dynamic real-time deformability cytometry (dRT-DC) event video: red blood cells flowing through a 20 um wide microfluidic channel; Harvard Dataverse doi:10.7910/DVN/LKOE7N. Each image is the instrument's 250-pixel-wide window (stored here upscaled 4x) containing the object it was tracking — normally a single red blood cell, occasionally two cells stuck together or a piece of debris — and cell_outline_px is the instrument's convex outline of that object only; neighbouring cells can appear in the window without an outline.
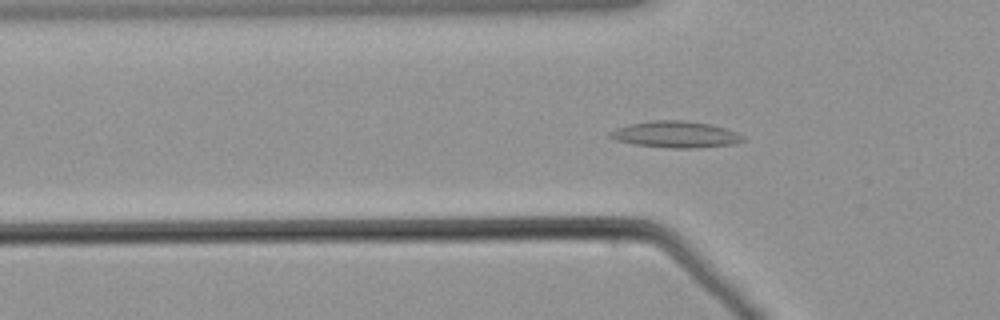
{"species": "common noctule bat (a hibernating species)", "species_latin": "Nyctalus noctula", "temperature_condition": "warm", "stored_images_in_passage": 42, "camera_frame_rate_fps": 3000, "um_per_image_px": 0.085, "animal": {"sex": "male", "body_mass_g": 21.5, "forearm_length_mm": 52.0}, "frame": {"image": 1, "passage_image": 3, "time_ms": 0.667, "image_size_px": [1000, 320], "cell_outline_px": [[744, 140], [736, 144], [700, 148], [668, 148], [632, 144], [616, 140], [608, 136], [608, 132], [616, 128], [628, 124], [652, 120], [680, 120], [712, 124], [736, 132], [744, 136]], "centroid_in_image_um": [57.42, 11.43], "position_along_channel_um": 68.4, "area_um2": 20.75}}
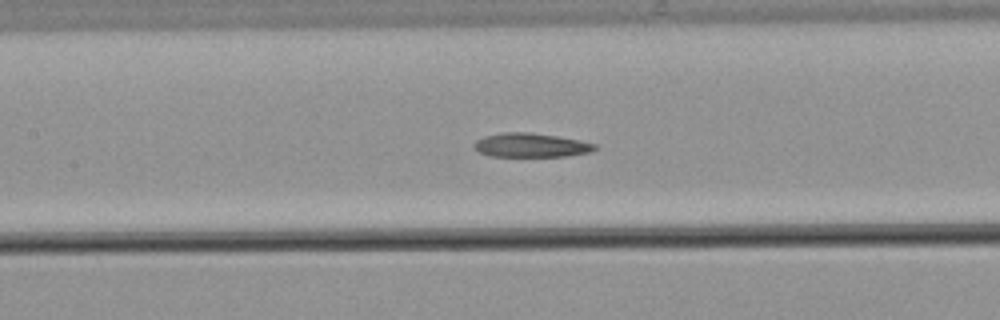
{"frame": {"image": 2, "passage_image": 11, "time_ms": 3.333, "image_size_px": [1000, 320], "cell_outline_px": [[596, 148], [592, 152], [564, 156], [492, 156], [476, 152], [472, 148], [472, 144], [476, 140], [484, 136], [504, 132], [528, 132], [556, 136], [580, 140], [596, 144]], "centroid_in_image_um": [45.07, 12.34], "position_along_channel_um": 162.3, "area_um2": 16.99}}
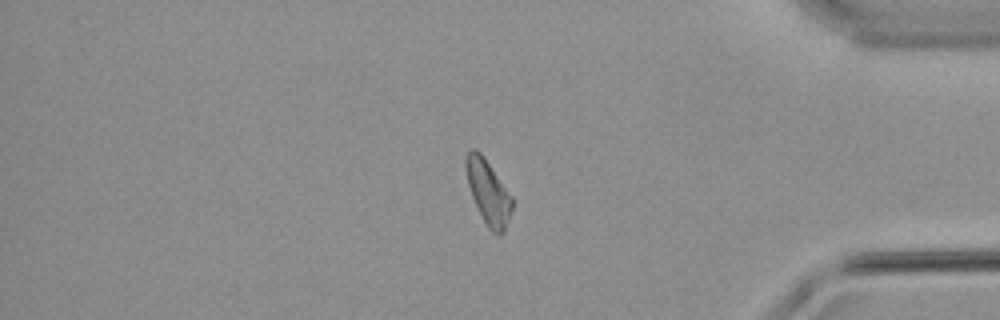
{"frame": {"image": 3, "passage_image": 33, "time_ms": 10.667, "image_size_px": [1000, 320], "cell_outline_px": [[512, 212], [504, 232], [500, 236], [496, 236], [488, 228], [472, 196], [468, 184], [464, 168], [464, 160], [468, 152], [472, 148], [476, 148], [480, 152], [512, 196]], "centroid_in_image_um": [41.49, 16.35], "position_along_channel_um": 393.7, "area_um2": 17.22}}